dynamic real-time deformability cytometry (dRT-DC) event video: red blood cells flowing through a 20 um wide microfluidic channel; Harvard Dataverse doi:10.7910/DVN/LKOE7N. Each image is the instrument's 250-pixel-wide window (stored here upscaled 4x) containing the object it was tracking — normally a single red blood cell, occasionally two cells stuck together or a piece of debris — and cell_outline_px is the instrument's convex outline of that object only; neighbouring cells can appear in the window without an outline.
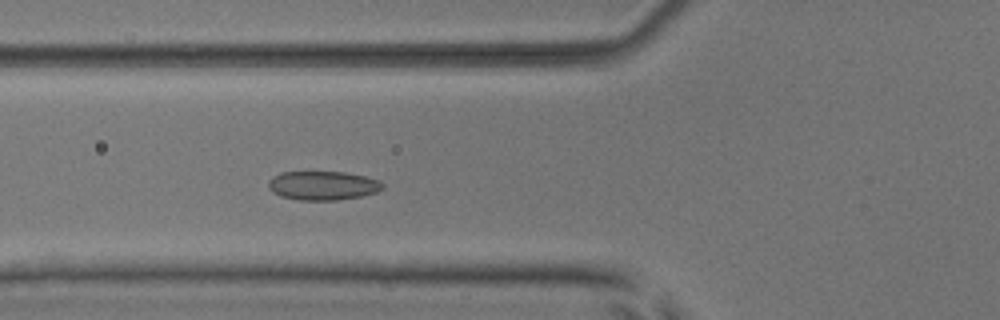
{"species": "common noctule bat (a hibernating species)", "species_latin": "Nyctalus noctula", "temperature_condition": "room temperature", "stored_images_in_passage": 40, "camera_frame_rate_fps": 3000, "um_per_image_px": 0.085, "animal": {"sex": "male", "body_mass_g": 17.9, "forearm_length_mm": 54.2}, "frame": {"image": 1, "passage_image": 7, "time_ms": 2.0, "image_size_px": [1000, 320], "cell_outline_px": [[384, 188], [376, 192], [360, 196], [336, 200], [300, 200], [280, 196], [272, 192], [268, 188], [268, 180], [272, 176], [280, 172], [344, 172], [364, 176], [380, 180], [384, 184]], "centroid_in_image_um": [27.42, 15.77], "position_along_channel_um": 98.4, "area_um2": 19.36}}
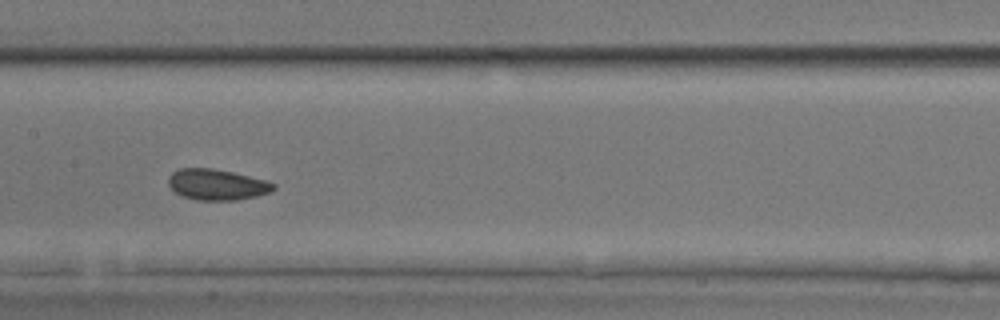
{"frame": {"image": 2, "passage_image": 14, "time_ms": 4.333, "image_size_px": [1000, 320], "cell_outline_px": [[276, 188], [272, 192], [256, 196], [236, 200], [196, 200], [184, 196], [176, 192], [168, 184], [168, 176], [172, 172], [180, 168], [212, 168], [232, 172], [264, 180], [276, 184]], "centroid_in_image_um": [18.44, 15.69], "position_along_channel_um": 189.0, "area_um2": 18.84}}
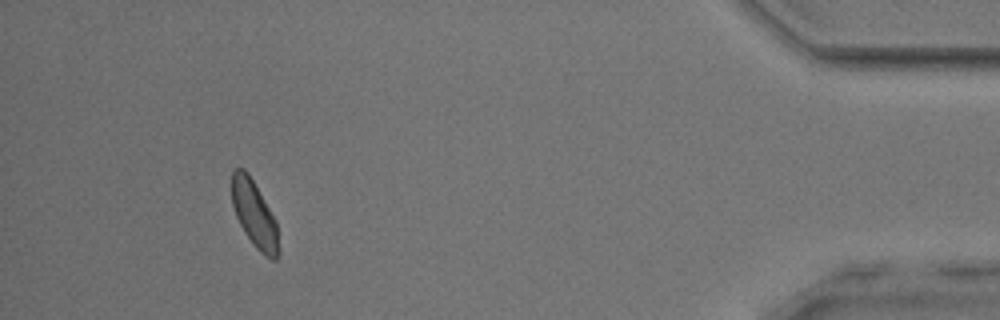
{"frame": {"image": 3, "passage_image": 36, "time_ms": 11.667, "image_size_px": [1000, 320], "cell_outline_px": [[280, 252], [276, 260], [272, 260], [264, 256], [256, 248], [244, 232], [236, 216], [232, 204], [232, 168], [244, 168], [248, 172], [276, 220]], "centroid_in_image_um": [21.63, 18.23], "position_along_channel_um": 413.6, "area_um2": 18.26}, "authors_computed_cell_mechanics": {"area_um2": 18.8139, "velocity_mm_per_s": 3.8929, "shape_relaxation_time_tau1_ms": 2.9704, "shape_relaxation_time_tau2_ms": 2.1505, "deformation_change_tau1": 0.0777, "deformation_change_tau2": 0.0648}}